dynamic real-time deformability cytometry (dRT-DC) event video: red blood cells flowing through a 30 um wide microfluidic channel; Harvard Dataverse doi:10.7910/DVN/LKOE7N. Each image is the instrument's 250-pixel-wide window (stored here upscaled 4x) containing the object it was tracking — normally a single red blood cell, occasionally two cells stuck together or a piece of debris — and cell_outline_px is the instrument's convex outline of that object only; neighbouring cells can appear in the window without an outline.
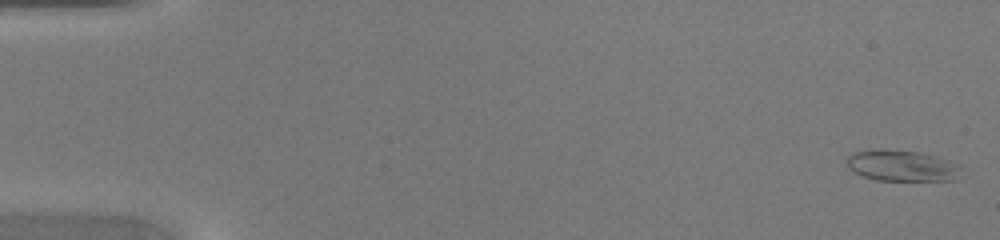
{"species": "common noctule bat (a hibernating species)", "species_latin": "Nyctalus noctula", "temperature_condition": "warm", "stored_images_in_passage": 45, "camera_frame_rate_fps": 3000, "um_per_image_px": 0.085, "animal": {"sex": "female", "body_mass_g": 20.0, "forearm_length_mm": 54.0}, "frame": {"image": 1, "passage_image": 1, "time_ms": 0.0, "image_size_px": [1000, 240], "cell_outline_px": [[960, 164], [952, 180], [876, 180], [864, 176], [848, 168], [848, 156], [852, 152], [872, 148], [884, 148], [920, 152], [948, 160]], "centroid_in_image_um": [76.57, 14.05], "position_along_channel_um": 8.4, "area_um2": 20.52}}
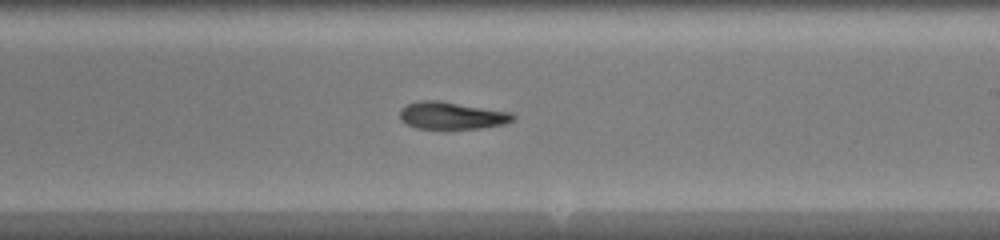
{"frame": {"image": 2, "passage_image": 27, "time_ms": 8.667, "image_size_px": [1000, 240], "cell_outline_px": [[516, 116], [512, 120], [504, 124], [480, 128], [416, 128], [400, 120], [400, 108], [408, 104], [420, 100], [440, 100], [512, 112]], "centroid_in_image_um": [38.4, 9.8], "position_along_channel_um": 250.6, "area_um2": 17.98}}
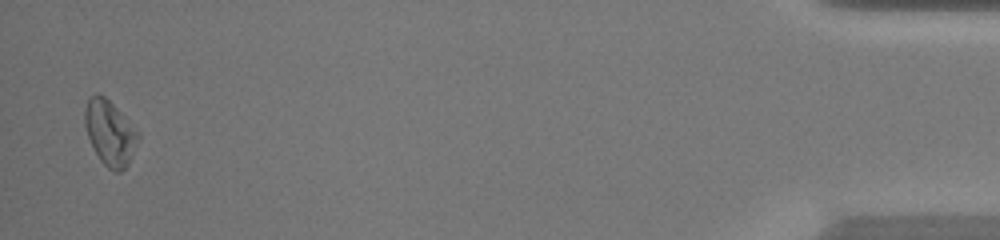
{"frame": {"image": 3, "passage_image": 44, "time_ms": 14.333, "image_size_px": [1000, 240], "cell_outline_px": [[140, 140], [128, 164], [120, 172], [116, 172], [108, 168], [100, 160], [88, 136], [84, 124], [84, 112], [88, 100], [96, 92], [104, 96], [140, 132]], "centroid_in_image_um": [9.37, 11.3], "position_along_channel_um": 425.8, "area_um2": 20.06}}